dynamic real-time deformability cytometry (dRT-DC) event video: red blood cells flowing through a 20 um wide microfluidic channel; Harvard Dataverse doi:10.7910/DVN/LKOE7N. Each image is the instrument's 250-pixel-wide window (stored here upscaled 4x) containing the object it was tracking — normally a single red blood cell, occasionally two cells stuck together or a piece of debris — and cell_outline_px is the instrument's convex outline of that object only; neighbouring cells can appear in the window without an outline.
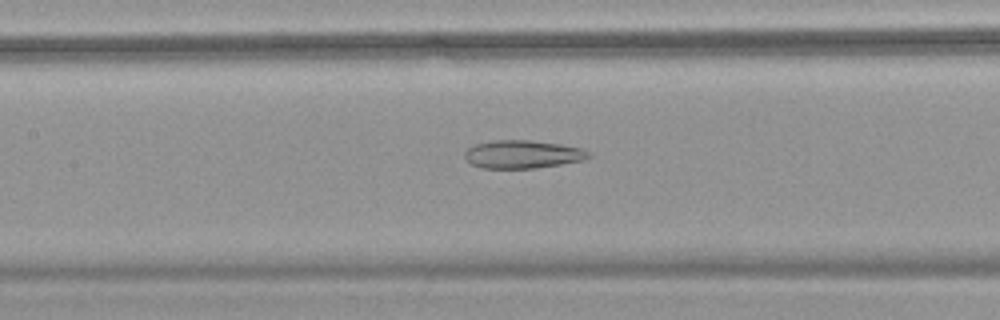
{"species": "common noctule bat (a hibernating species)", "species_latin": "Nyctalus noctula", "temperature_condition": "warm", "stored_images_in_passage": 51, "camera_frame_rate_fps": 3000, "um_per_image_px": 0.085, "animal": {"sex": "female", "body_mass_g": 18.4}, "frame": {"image": 1, "passage_image": 22, "time_ms": 7.0, "image_size_px": [1000, 320], "cell_outline_px": [[592, 156], [584, 160], [536, 168], [480, 168], [472, 164], [464, 156], [464, 152], [468, 148], [476, 144], [492, 140], [532, 140], [560, 144], [584, 148], [592, 152]], "centroid_in_image_um": [44.47, 13.11], "position_along_channel_um": 162.9, "area_um2": 20.46}}
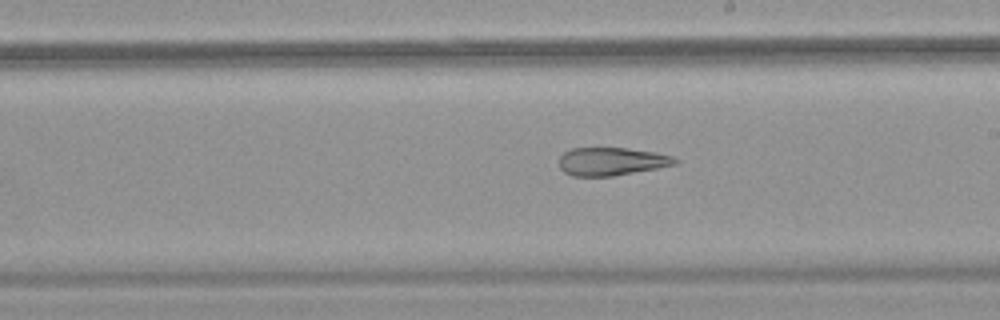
{"frame": {"image": 2, "passage_image": 28, "time_ms": 9.0, "image_size_px": [1000, 320], "cell_outline_px": [[680, 164], [612, 176], [572, 176], [564, 172], [560, 168], [560, 156], [564, 152], [572, 148], [628, 148], [656, 152], [672, 156], [680, 160]], "centroid_in_image_um": [52.02, 13.72], "position_along_channel_um": 237.0, "area_um2": 19.07}}
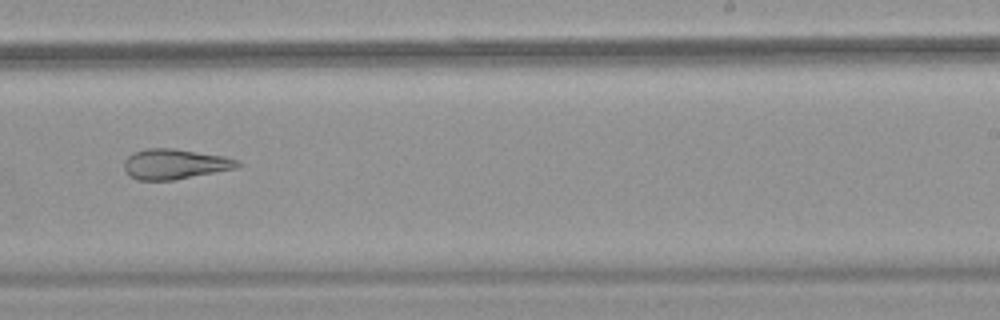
{"frame": {"image": 3, "passage_image": 31, "time_ms": 10.0, "image_size_px": [1000, 320], "cell_outline_px": [[244, 164], [236, 168], [172, 180], [136, 180], [128, 176], [124, 168], [124, 160], [132, 152], [144, 148], [176, 148], [224, 156], [240, 160]], "centroid_in_image_um": [14.84, 13.93], "position_along_channel_um": 274.2, "area_um2": 20.23}, "authors_computed_cell_mechanics": {"area_um2": 25.8944, "velocity_mm_per_s": 3.7272, "shape_relaxation_time_tau1_ms": null, "shape_relaxation_time_tau2_ms": 3.8415, "deformation_change_tau1": null, "deformation_change_tau2": 0.1469}}